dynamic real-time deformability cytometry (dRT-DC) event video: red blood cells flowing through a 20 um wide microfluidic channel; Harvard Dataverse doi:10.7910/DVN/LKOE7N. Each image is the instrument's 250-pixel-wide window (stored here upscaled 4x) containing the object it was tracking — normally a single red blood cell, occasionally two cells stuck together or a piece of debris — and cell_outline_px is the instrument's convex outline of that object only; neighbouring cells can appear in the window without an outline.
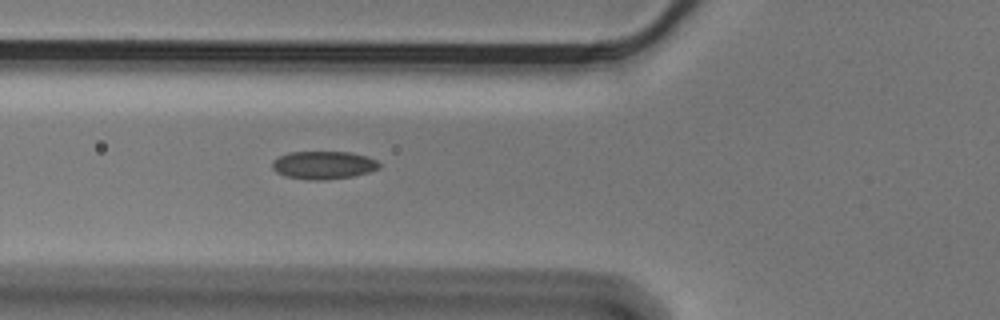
{"species": "Egyptian fruit bat (a non-hibernating species)", "species_latin": "Rousettus aegyptiacus", "temperature_condition": "cold", "stored_images_in_passage": 22, "camera_frame_rate_fps": 3000, "um_per_image_px": 0.085, "animal": {"sex": "male"}, "frame": {"image": 1, "passage_image": 6, "time_ms": 1.667, "image_size_px": [1000, 320], "cell_outline_px": [[380, 168], [368, 172], [352, 176], [324, 180], [308, 180], [284, 176], [276, 172], [272, 168], [272, 160], [288, 152], [352, 152], [368, 156], [376, 160], [380, 164]], "centroid_in_image_um": [27.48, 14.03], "position_along_channel_um": 98.3, "area_um2": 17.57}}
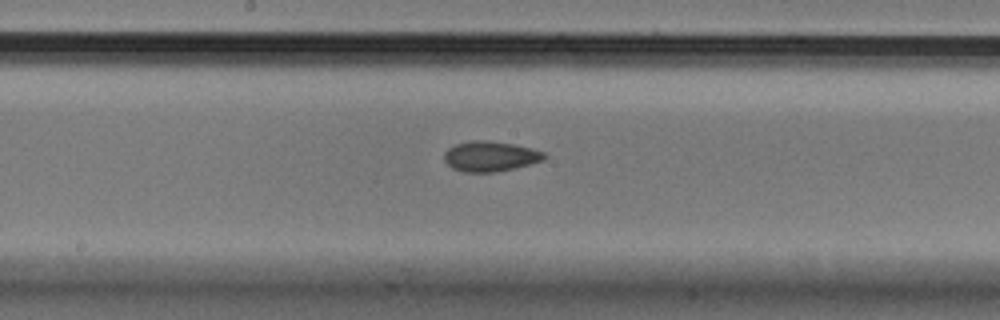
{"frame": {"image": 2, "passage_image": 15, "time_ms": 4.667, "image_size_px": [1000, 320], "cell_outline_px": [[548, 156], [544, 160], [516, 168], [496, 172], [464, 172], [452, 168], [444, 160], [444, 152], [448, 148], [456, 144], [468, 140], [488, 140], [512, 144], [532, 148], [544, 152]], "centroid_in_image_um": [41.68, 13.28], "position_along_channel_um": 206.5, "area_um2": 17.8}}
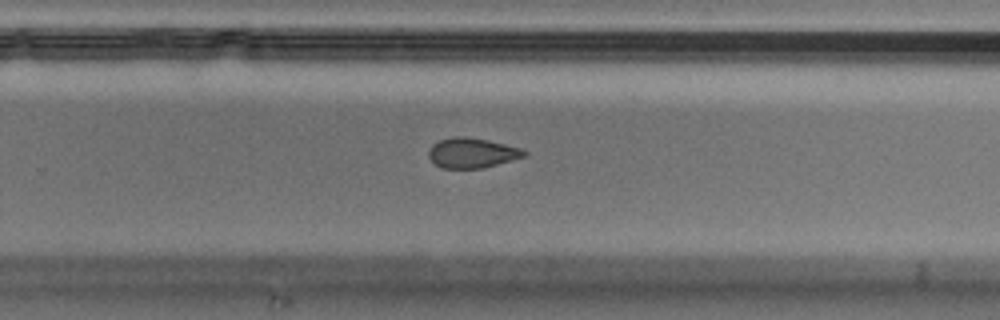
{"frame": {"image": 3, "passage_image": 22, "time_ms": 7.0, "image_size_px": [1000, 320], "cell_outline_px": [[528, 156], [480, 168], [440, 168], [428, 156], [428, 152], [432, 144], [440, 140], [452, 136], [464, 136], [488, 140], [520, 148], [528, 152]], "centroid_in_image_um": [40.12, 12.99], "position_along_channel_um": 289.7, "area_um2": 16.65}}